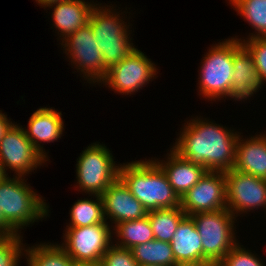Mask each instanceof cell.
Wrapping results in <instances>:
<instances>
[{"instance_id": "20", "label": "cell", "mask_w": 266, "mask_h": 266, "mask_svg": "<svg viewBox=\"0 0 266 266\" xmlns=\"http://www.w3.org/2000/svg\"><path fill=\"white\" fill-rule=\"evenodd\" d=\"M54 7L53 20L63 39L89 23L90 15L96 5L83 0H70L50 5Z\"/></svg>"}, {"instance_id": "34", "label": "cell", "mask_w": 266, "mask_h": 266, "mask_svg": "<svg viewBox=\"0 0 266 266\" xmlns=\"http://www.w3.org/2000/svg\"><path fill=\"white\" fill-rule=\"evenodd\" d=\"M71 266H100L99 263L95 262H82L72 260Z\"/></svg>"}, {"instance_id": "18", "label": "cell", "mask_w": 266, "mask_h": 266, "mask_svg": "<svg viewBox=\"0 0 266 266\" xmlns=\"http://www.w3.org/2000/svg\"><path fill=\"white\" fill-rule=\"evenodd\" d=\"M61 115V112H57L55 109L39 108L31 115L28 129H24L27 138L45 158L46 155L44 154L46 153L43 152V147L40 146L39 141L48 143L61 138L64 129Z\"/></svg>"}, {"instance_id": "19", "label": "cell", "mask_w": 266, "mask_h": 266, "mask_svg": "<svg viewBox=\"0 0 266 266\" xmlns=\"http://www.w3.org/2000/svg\"><path fill=\"white\" fill-rule=\"evenodd\" d=\"M170 152L171 154L167 158L169 160L165 161V163H160L156 160L155 162L165 172L169 184L178 196L181 197L203 177L207 170L201 165L181 158L173 150H170Z\"/></svg>"}, {"instance_id": "30", "label": "cell", "mask_w": 266, "mask_h": 266, "mask_svg": "<svg viewBox=\"0 0 266 266\" xmlns=\"http://www.w3.org/2000/svg\"><path fill=\"white\" fill-rule=\"evenodd\" d=\"M100 266H139L131 249L111 245L101 258Z\"/></svg>"}, {"instance_id": "14", "label": "cell", "mask_w": 266, "mask_h": 266, "mask_svg": "<svg viewBox=\"0 0 266 266\" xmlns=\"http://www.w3.org/2000/svg\"><path fill=\"white\" fill-rule=\"evenodd\" d=\"M104 217L108 215L117 225L147 216V210L131 194L125 184L118 178L101 195Z\"/></svg>"}, {"instance_id": "7", "label": "cell", "mask_w": 266, "mask_h": 266, "mask_svg": "<svg viewBox=\"0 0 266 266\" xmlns=\"http://www.w3.org/2000/svg\"><path fill=\"white\" fill-rule=\"evenodd\" d=\"M205 56L199 78L200 92L210 99L228 96L234 69V38L216 44Z\"/></svg>"}, {"instance_id": "13", "label": "cell", "mask_w": 266, "mask_h": 266, "mask_svg": "<svg viewBox=\"0 0 266 266\" xmlns=\"http://www.w3.org/2000/svg\"><path fill=\"white\" fill-rule=\"evenodd\" d=\"M226 208L235 213L266 208V179L231 169L225 172ZM235 212V213H234Z\"/></svg>"}, {"instance_id": "6", "label": "cell", "mask_w": 266, "mask_h": 266, "mask_svg": "<svg viewBox=\"0 0 266 266\" xmlns=\"http://www.w3.org/2000/svg\"><path fill=\"white\" fill-rule=\"evenodd\" d=\"M112 157L106 146L99 143L83 151L76 165L77 183L82 191L101 196L119 178V166H115Z\"/></svg>"}, {"instance_id": "32", "label": "cell", "mask_w": 266, "mask_h": 266, "mask_svg": "<svg viewBox=\"0 0 266 266\" xmlns=\"http://www.w3.org/2000/svg\"><path fill=\"white\" fill-rule=\"evenodd\" d=\"M12 125V122L7 119V116L0 112V140Z\"/></svg>"}, {"instance_id": "22", "label": "cell", "mask_w": 266, "mask_h": 266, "mask_svg": "<svg viewBox=\"0 0 266 266\" xmlns=\"http://www.w3.org/2000/svg\"><path fill=\"white\" fill-rule=\"evenodd\" d=\"M154 239L170 242L180 221L186 216L181 207L157 209L147 212Z\"/></svg>"}, {"instance_id": "16", "label": "cell", "mask_w": 266, "mask_h": 266, "mask_svg": "<svg viewBox=\"0 0 266 266\" xmlns=\"http://www.w3.org/2000/svg\"><path fill=\"white\" fill-rule=\"evenodd\" d=\"M170 243L179 266H209L202 259L201 238L190 216L180 221Z\"/></svg>"}, {"instance_id": "28", "label": "cell", "mask_w": 266, "mask_h": 266, "mask_svg": "<svg viewBox=\"0 0 266 266\" xmlns=\"http://www.w3.org/2000/svg\"><path fill=\"white\" fill-rule=\"evenodd\" d=\"M249 39V40H248ZM243 45L249 50L254 57L257 72L263 84L266 81V37H252L248 38Z\"/></svg>"}, {"instance_id": "35", "label": "cell", "mask_w": 266, "mask_h": 266, "mask_svg": "<svg viewBox=\"0 0 266 266\" xmlns=\"http://www.w3.org/2000/svg\"><path fill=\"white\" fill-rule=\"evenodd\" d=\"M7 176V174L4 172V169L2 167V164L0 163V181L4 179Z\"/></svg>"}, {"instance_id": "23", "label": "cell", "mask_w": 266, "mask_h": 266, "mask_svg": "<svg viewBox=\"0 0 266 266\" xmlns=\"http://www.w3.org/2000/svg\"><path fill=\"white\" fill-rule=\"evenodd\" d=\"M115 227L116 235L121 239V242L116 244L117 247L131 249L134 246L154 240V233L148 216L132 221H124L118 223Z\"/></svg>"}, {"instance_id": "3", "label": "cell", "mask_w": 266, "mask_h": 266, "mask_svg": "<svg viewBox=\"0 0 266 266\" xmlns=\"http://www.w3.org/2000/svg\"><path fill=\"white\" fill-rule=\"evenodd\" d=\"M46 203L29 188L22 176L0 181V210L7 224L17 233L18 229L48 214Z\"/></svg>"}, {"instance_id": "24", "label": "cell", "mask_w": 266, "mask_h": 266, "mask_svg": "<svg viewBox=\"0 0 266 266\" xmlns=\"http://www.w3.org/2000/svg\"><path fill=\"white\" fill-rule=\"evenodd\" d=\"M96 201L83 199L78 200L71 208V223L68 228L86 227L99 223H106L104 217L103 200L99 195H94Z\"/></svg>"}, {"instance_id": "37", "label": "cell", "mask_w": 266, "mask_h": 266, "mask_svg": "<svg viewBox=\"0 0 266 266\" xmlns=\"http://www.w3.org/2000/svg\"><path fill=\"white\" fill-rule=\"evenodd\" d=\"M4 236L0 233V240L3 238Z\"/></svg>"}, {"instance_id": "9", "label": "cell", "mask_w": 266, "mask_h": 266, "mask_svg": "<svg viewBox=\"0 0 266 266\" xmlns=\"http://www.w3.org/2000/svg\"><path fill=\"white\" fill-rule=\"evenodd\" d=\"M65 50L70 53L72 62L77 64V68L84 73L88 80L101 82L108 72L103 62V52L94 39L91 26L89 24L81 27L63 39ZM90 77V78H89Z\"/></svg>"}, {"instance_id": "2", "label": "cell", "mask_w": 266, "mask_h": 266, "mask_svg": "<svg viewBox=\"0 0 266 266\" xmlns=\"http://www.w3.org/2000/svg\"><path fill=\"white\" fill-rule=\"evenodd\" d=\"M119 179L147 211L180 207V197L154 160L120 165Z\"/></svg>"}, {"instance_id": "5", "label": "cell", "mask_w": 266, "mask_h": 266, "mask_svg": "<svg viewBox=\"0 0 266 266\" xmlns=\"http://www.w3.org/2000/svg\"><path fill=\"white\" fill-rule=\"evenodd\" d=\"M111 13L109 8L95 6L88 23L94 39L103 52V62L107 70L121 62L135 49L133 43L129 41L124 21L119 19V14Z\"/></svg>"}, {"instance_id": "33", "label": "cell", "mask_w": 266, "mask_h": 266, "mask_svg": "<svg viewBox=\"0 0 266 266\" xmlns=\"http://www.w3.org/2000/svg\"><path fill=\"white\" fill-rule=\"evenodd\" d=\"M65 1H70V0H36V2H38L39 5L41 4V6L43 5V7H48L52 4L65 2Z\"/></svg>"}, {"instance_id": "4", "label": "cell", "mask_w": 266, "mask_h": 266, "mask_svg": "<svg viewBox=\"0 0 266 266\" xmlns=\"http://www.w3.org/2000/svg\"><path fill=\"white\" fill-rule=\"evenodd\" d=\"M202 243V259L216 266L237 244L234 238L233 214L227 208L190 215Z\"/></svg>"}, {"instance_id": "27", "label": "cell", "mask_w": 266, "mask_h": 266, "mask_svg": "<svg viewBox=\"0 0 266 266\" xmlns=\"http://www.w3.org/2000/svg\"><path fill=\"white\" fill-rule=\"evenodd\" d=\"M20 235L4 236L0 240V266H17L21 256Z\"/></svg>"}, {"instance_id": "21", "label": "cell", "mask_w": 266, "mask_h": 266, "mask_svg": "<svg viewBox=\"0 0 266 266\" xmlns=\"http://www.w3.org/2000/svg\"><path fill=\"white\" fill-rule=\"evenodd\" d=\"M134 259L139 266L162 265L179 266L172 251L170 242L152 240L131 248Z\"/></svg>"}, {"instance_id": "12", "label": "cell", "mask_w": 266, "mask_h": 266, "mask_svg": "<svg viewBox=\"0 0 266 266\" xmlns=\"http://www.w3.org/2000/svg\"><path fill=\"white\" fill-rule=\"evenodd\" d=\"M156 75V67L143 52L135 48L121 62L111 67L102 82L115 92L131 94Z\"/></svg>"}, {"instance_id": "36", "label": "cell", "mask_w": 266, "mask_h": 266, "mask_svg": "<svg viewBox=\"0 0 266 266\" xmlns=\"http://www.w3.org/2000/svg\"><path fill=\"white\" fill-rule=\"evenodd\" d=\"M142 266H162V265H142Z\"/></svg>"}, {"instance_id": "29", "label": "cell", "mask_w": 266, "mask_h": 266, "mask_svg": "<svg viewBox=\"0 0 266 266\" xmlns=\"http://www.w3.org/2000/svg\"><path fill=\"white\" fill-rule=\"evenodd\" d=\"M216 266H263L259 258L237 243Z\"/></svg>"}, {"instance_id": "11", "label": "cell", "mask_w": 266, "mask_h": 266, "mask_svg": "<svg viewBox=\"0 0 266 266\" xmlns=\"http://www.w3.org/2000/svg\"><path fill=\"white\" fill-rule=\"evenodd\" d=\"M47 161L25 135L24 129L13 125L0 140V163L6 173V166L18 176L31 172Z\"/></svg>"}, {"instance_id": "31", "label": "cell", "mask_w": 266, "mask_h": 266, "mask_svg": "<svg viewBox=\"0 0 266 266\" xmlns=\"http://www.w3.org/2000/svg\"><path fill=\"white\" fill-rule=\"evenodd\" d=\"M0 233L3 236H12L18 234L7 224L2 210H0Z\"/></svg>"}, {"instance_id": "8", "label": "cell", "mask_w": 266, "mask_h": 266, "mask_svg": "<svg viewBox=\"0 0 266 266\" xmlns=\"http://www.w3.org/2000/svg\"><path fill=\"white\" fill-rule=\"evenodd\" d=\"M63 248L74 261L100 263L111 246V230L108 223L66 229Z\"/></svg>"}, {"instance_id": "10", "label": "cell", "mask_w": 266, "mask_h": 266, "mask_svg": "<svg viewBox=\"0 0 266 266\" xmlns=\"http://www.w3.org/2000/svg\"><path fill=\"white\" fill-rule=\"evenodd\" d=\"M180 207L186 216L225 209V172L207 171L190 190L180 197Z\"/></svg>"}, {"instance_id": "17", "label": "cell", "mask_w": 266, "mask_h": 266, "mask_svg": "<svg viewBox=\"0 0 266 266\" xmlns=\"http://www.w3.org/2000/svg\"><path fill=\"white\" fill-rule=\"evenodd\" d=\"M239 137L232 169L266 179V136L247 138L246 142Z\"/></svg>"}, {"instance_id": "26", "label": "cell", "mask_w": 266, "mask_h": 266, "mask_svg": "<svg viewBox=\"0 0 266 266\" xmlns=\"http://www.w3.org/2000/svg\"><path fill=\"white\" fill-rule=\"evenodd\" d=\"M238 13L243 16L258 33L252 37H266V0H230Z\"/></svg>"}, {"instance_id": "15", "label": "cell", "mask_w": 266, "mask_h": 266, "mask_svg": "<svg viewBox=\"0 0 266 266\" xmlns=\"http://www.w3.org/2000/svg\"><path fill=\"white\" fill-rule=\"evenodd\" d=\"M240 40L234 39V69L228 96L241 100L251 97L262 85L254 57Z\"/></svg>"}, {"instance_id": "25", "label": "cell", "mask_w": 266, "mask_h": 266, "mask_svg": "<svg viewBox=\"0 0 266 266\" xmlns=\"http://www.w3.org/2000/svg\"><path fill=\"white\" fill-rule=\"evenodd\" d=\"M29 266H71L72 258L59 245L40 244L26 249Z\"/></svg>"}, {"instance_id": "1", "label": "cell", "mask_w": 266, "mask_h": 266, "mask_svg": "<svg viewBox=\"0 0 266 266\" xmlns=\"http://www.w3.org/2000/svg\"><path fill=\"white\" fill-rule=\"evenodd\" d=\"M238 136L223 126L193 119L171 149L207 171L226 172L233 168Z\"/></svg>"}]
</instances>
